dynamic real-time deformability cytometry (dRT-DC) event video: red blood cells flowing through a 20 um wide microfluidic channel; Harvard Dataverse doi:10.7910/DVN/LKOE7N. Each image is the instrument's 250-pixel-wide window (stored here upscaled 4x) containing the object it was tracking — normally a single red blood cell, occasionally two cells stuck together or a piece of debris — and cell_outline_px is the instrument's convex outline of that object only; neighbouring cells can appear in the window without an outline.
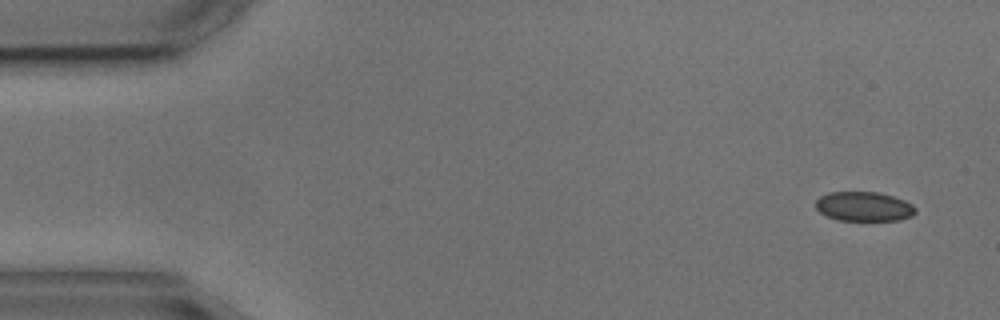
{"species": "common noctule bat (a hibernating species)", "species_latin": "Nyctalus noctula", "temperature_condition": "cold", "stored_images_in_passage": 4, "camera_frame_rate_fps": 3000, "um_per_image_px": 0.085, "animal": {"sex": "male", "body_mass_g": 17.9, "forearm_length_mm": 54.2}, "frame": {"image": 1, "passage_image": 1, "time_ms": 0.0, "image_size_px": [1000, 320], "cell_outline_px": [[916, 212], [912, 216], [900, 220], [836, 220], [820, 212], [816, 208], [816, 200], [820, 196], [828, 192], [876, 192], [892, 196], [904, 200], [912, 204], [916, 208]], "centroid_in_image_um": [73.44, 17.55], "position_along_channel_um": 11.6, "area_um2": 17.11}}
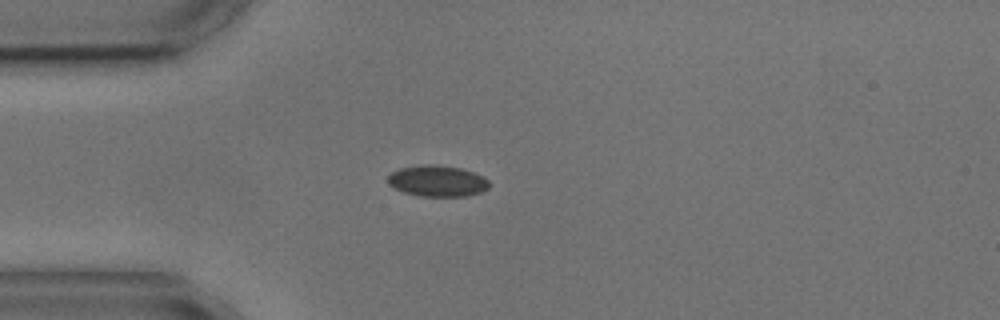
{"frame": {"image": 2, "passage_image": 4, "time_ms": 3.667, "image_size_px": [1000, 320], "cell_outline_px": [[488, 188], [480, 192], [464, 196], [420, 196], [404, 192], [388, 184], [388, 176], [392, 172], [400, 168], [420, 164], [432, 164], [460, 168], [484, 176], [488, 180]], "centroid_in_image_um": [37.16, 15.37], "position_along_channel_um": 47.8, "area_um2": 18.26}}